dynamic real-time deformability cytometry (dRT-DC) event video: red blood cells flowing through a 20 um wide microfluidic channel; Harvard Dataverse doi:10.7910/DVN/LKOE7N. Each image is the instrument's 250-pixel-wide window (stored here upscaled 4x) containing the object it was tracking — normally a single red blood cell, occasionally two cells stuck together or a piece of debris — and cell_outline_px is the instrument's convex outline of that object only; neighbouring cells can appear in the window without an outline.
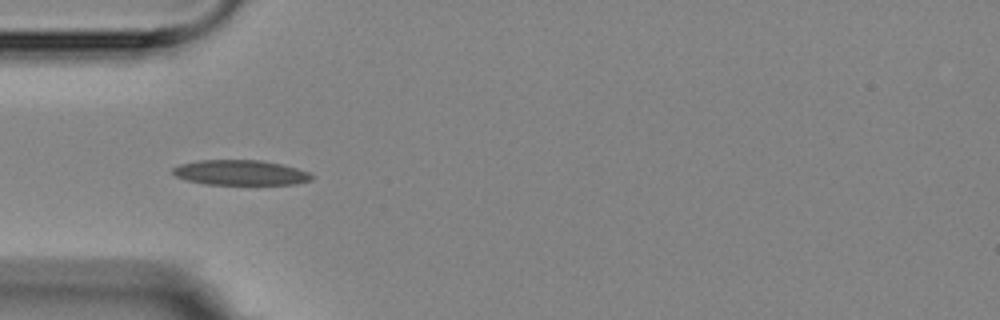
{"species": "Egyptian fruit bat (a non-hibernating species)", "species_latin": "Rousettus aegyptiacus", "temperature_condition": "room temperature", "stored_images_in_passage": 5, "camera_frame_rate_fps": 3000, "um_per_image_px": 0.085, "animal": {"sex": "female"}, "frame": {"image": 1, "passage_image": 4, "time_ms": 3.667, "image_size_px": [1000, 320], "cell_outline_px": [[312, 180], [296, 184], [204, 184], [188, 180], [176, 176], [172, 172], [172, 168], [180, 164], [200, 160], [260, 160], [284, 164], [308, 172], [312, 176]], "centroid_in_image_um": [20.44, 14.67], "position_along_channel_um": 64.6, "area_um2": 20.23}}
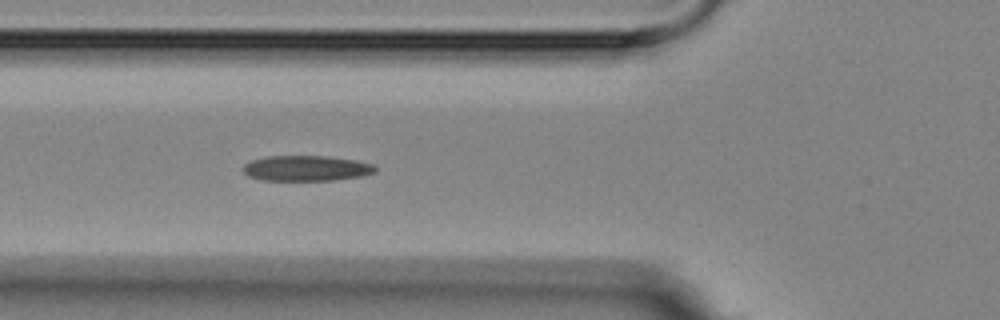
{"frame": {"image": 2, "passage_image": 5, "time_ms": 4.667, "image_size_px": [1000, 320], "cell_outline_px": [[376, 172], [360, 176], [332, 180], [260, 180], [248, 176], [240, 168], [244, 164], [252, 160], [268, 156], [328, 156], [356, 160], [372, 164], [376, 168]], "centroid_in_image_um": [26.0, 14.3], "position_along_channel_um": 99.8, "area_um2": 19.59}}